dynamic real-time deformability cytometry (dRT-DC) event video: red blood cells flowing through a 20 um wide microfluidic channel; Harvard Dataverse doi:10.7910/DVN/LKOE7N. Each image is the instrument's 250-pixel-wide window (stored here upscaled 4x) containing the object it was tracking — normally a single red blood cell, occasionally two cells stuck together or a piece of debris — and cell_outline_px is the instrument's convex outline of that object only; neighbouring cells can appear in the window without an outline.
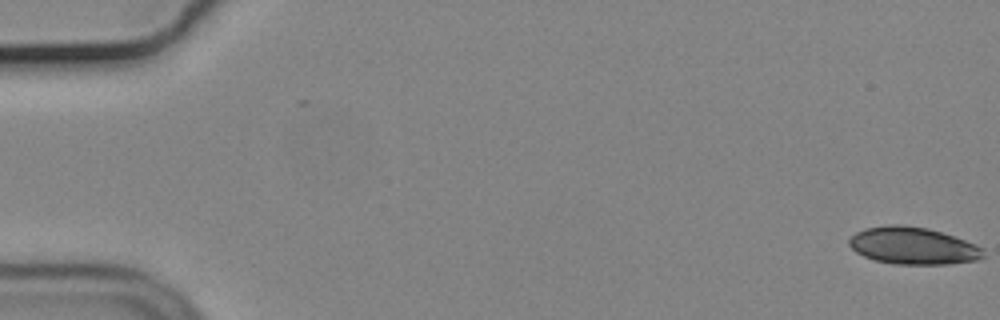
{"species": "common noctule bat (a hibernating species)", "species_latin": "Nyctalus noctula", "temperature_condition": "cold", "stored_images_in_passage": 2, "camera_frame_rate_fps": 3000, "um_per_image_px": 0.085, "animal": {"sex": "male", "body_mass_g": 19.2, "forearm_length_mm": 51.8}, "frame": {"image": 1, "passage_image": 2, "time_ms": 0.333, "image_size_px": [1000, 320], "cell_outline_px": [[984, 256], [976, 260], [948, 264], [892, 264], [876, 260], [864, 256], [856, 252], [848, 244], [848, 240], [856, 232], [864, 228], [888, 224], [900, 224], [928, 228], [976, 244], [984, 248]], "centroid_in_image_um": [77.59, 20.88], "position_along_channel_um": 7.4, "area_um2": 29.07}}